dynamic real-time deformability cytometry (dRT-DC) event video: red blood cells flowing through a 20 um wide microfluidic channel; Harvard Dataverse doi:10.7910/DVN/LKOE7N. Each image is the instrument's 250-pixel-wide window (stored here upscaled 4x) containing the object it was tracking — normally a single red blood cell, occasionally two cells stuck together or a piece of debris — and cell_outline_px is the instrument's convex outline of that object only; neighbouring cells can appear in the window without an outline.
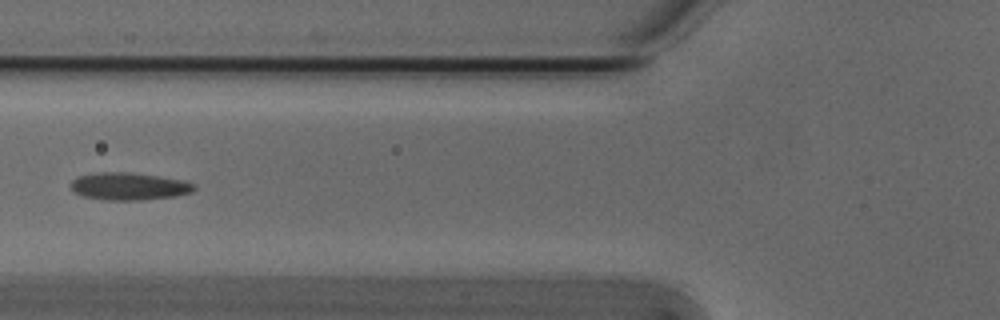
{"species": "Egyptian fruit bat (a non-hibernating species)", "species_latin": "Rousettus aegyptiacus", "temperature_condition": "cold", "stored_images_in_passage": 2, "camera_frame_rate_fps": 3000, "um_per_image_px": 0.085, "animal": {"sex": "male"}, "frame": {"image": 1, "passage_image": 2, "time_ms": 0.333, "image_size_px": [1000, 320], "cell_outline_px": [[196, 188], [192, 192], [176, 196], [140, 200], [104, 200], [84, 196], [76, 192], [72, 188], [72, 180], [76, 176], [96, 172], [128, 172], [184, 180], [196, 184]], "centroid_in_image_um": [10.99, 15.83], "position_along_channel_um": 114.8, "area_um2": 19.71}}